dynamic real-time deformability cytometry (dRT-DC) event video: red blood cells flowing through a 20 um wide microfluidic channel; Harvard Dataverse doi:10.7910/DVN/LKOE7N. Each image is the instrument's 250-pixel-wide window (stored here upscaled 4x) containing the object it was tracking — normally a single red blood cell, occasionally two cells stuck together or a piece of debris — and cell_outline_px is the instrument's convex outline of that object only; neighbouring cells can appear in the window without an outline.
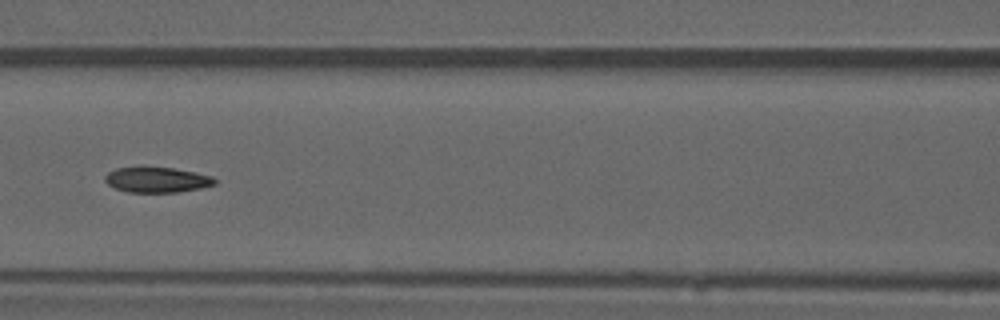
{"species": "common noctule bat (a hibernating species)", "species_latin": "Nyctalus noctula", "temperature_condition": "warm", "stored_images_in_passage": 53, "camera_frame_rate_fps": 3000, "um_per_image_px": 0.085, "animal": {"sex": "male", "forearm_length_mm": 52.5}, "frame": {"image": 1, "passage_image": 23, "time_ms": 7.333, "image_size_px": [1000, 320], "cell_outline_px": [[216, 184], [200, 188], [180, 192], [128, 192], [116, 188], [108, 184], [104, 180], [104, 176], [108, 172], [116, 168], [140, 164], [144, 164], [172, 168], [196, 172], [212, 176], [216, 180]], "centroid_in_image_um": [13.3, 15.23], "position_along_channel_um": 153.3, "area_um2": 16.88}, "authors_computed_cell_mechanics": {"area_um2": 16.8776, "velocity_mm_per_s": 3.9597, "shape_relaxation_time_tau1_ms": null, "shape_relaxation_time_tau2_ms": 3.0432, "deformation_change_tau1": null, "deformation_change_tau2": 0.0913}}